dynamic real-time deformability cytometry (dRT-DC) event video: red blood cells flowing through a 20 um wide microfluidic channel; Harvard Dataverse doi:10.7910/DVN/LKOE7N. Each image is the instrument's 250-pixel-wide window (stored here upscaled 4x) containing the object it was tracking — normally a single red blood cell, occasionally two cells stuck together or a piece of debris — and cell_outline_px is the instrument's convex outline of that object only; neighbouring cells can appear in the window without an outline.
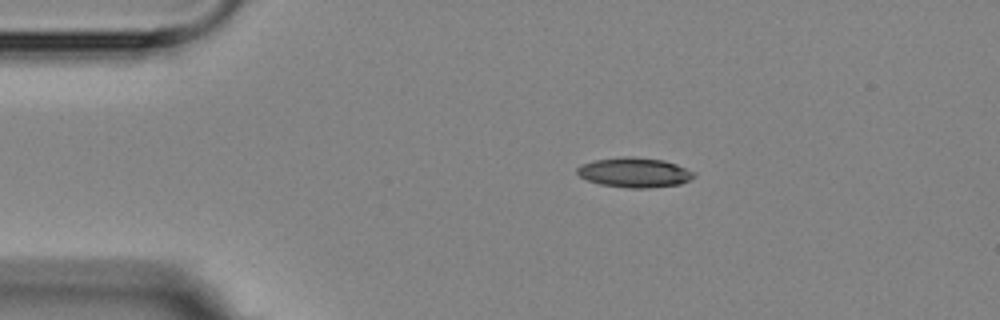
{"species": "Egyptian fruit bat (a non-hibernating species)", "species_latin": "Rousettus aegyptiacus", "temperature_condition": "room temperature", "stored_images_in_passage": 8, "camera_frame_rate_fps": 3000, "um_per_image_px": 0.085, "animal": {"sex": "female"}, "frame": {"image": 1, "passage_image": 1, "time_ms": 0.0, "image_size_px": [1000, 320], "cell_outline_px": [[696, 176], [680, 184], [648, 188], [628, 188], [600, 184], [588, 180], [580, 176], [576, 172], [576, 168], [580, 164], [596, 160], [624, 156], [632, 156], [664, 160], [676, 164], [696, 172]], "centroid_in_image_um": [53.94, 14.65], "position_along_channel_um": 31.1, "area_um2": 20.35}}
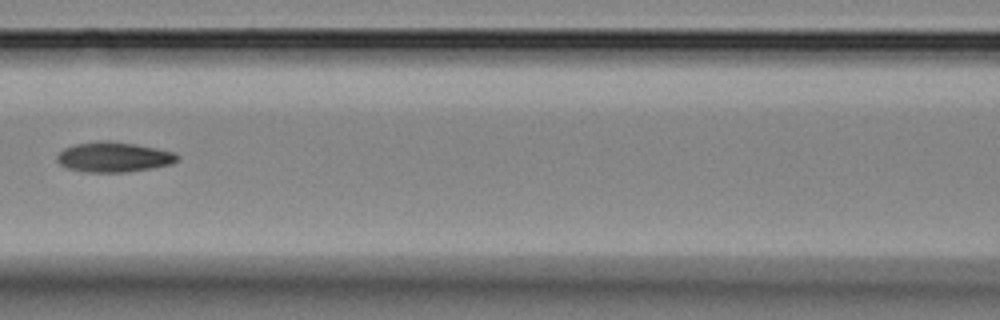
{"frame": {"image": 2, "passage_image": 5, "time_ms": 4.667, "image_size_px": [1000, 320], "cell_outline_px": [[180, 160], [172, 164], [152, 168], [124, 172], [84, 172], [68, 168], [60, 164], [56, 160], [56, 156], [64, 148], [76, 144], [100, 140], [108, 140], [136, 144], [176, 152], [180, 156]], "centroid_in_image_um": [9.7, 13.34], "position_along_channel_um": 156.9, "area_um2": 21.27}}
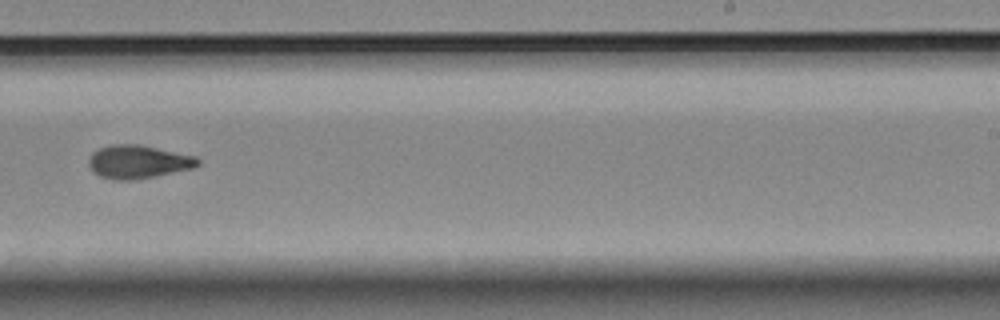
{"frame": {"image": 3, "passage_image": 8, "time_ms": 8.0, "image_size_px": [1000, 320], "cell_outline_px": [[200, 164], [196, 168], [136, 180], [112, 180], [100, 176], [92, 172], [88, 164], [88, 160], [92, 152], [100, 148], [112, 144], [136, 144], [196, 156], [200, 160]], "centroid_in_image_um": [11.74, 13.77], "position_along_channel_um": 277.3, "area_um2": 21.39}}